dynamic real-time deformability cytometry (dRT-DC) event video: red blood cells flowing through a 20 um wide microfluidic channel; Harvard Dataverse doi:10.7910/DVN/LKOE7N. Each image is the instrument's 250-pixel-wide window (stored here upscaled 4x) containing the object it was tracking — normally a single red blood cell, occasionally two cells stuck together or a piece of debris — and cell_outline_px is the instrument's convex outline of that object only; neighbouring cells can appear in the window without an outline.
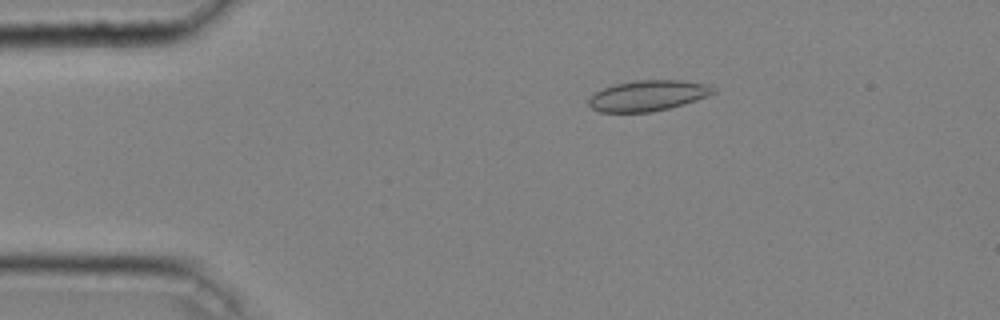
{"species": "common noctule bat (a hibernating species)", "species_latin": "Nyctalus noctula", "temperature_condition": "cold", "stored_images_in_passage": 37, "camera_frame_rate_fps": 3000, "um_per_image_px": 0.085, "animal": {"sex": "male", "body_mass_g": 20.4}, "frame": {"image": 1, "passage_image": 2, "time_ms": 0.333, "image_size_px": [1000, 320], "cell_outline_px": [[716, 92], [708, 96], [684, 104], [652, 112], [600, 112], [592, 108], [588, 104], [588, 100], [596, 92], [604, 88], [616, 84], [636, 80], [680, 80], [704, 84], [716, 88]], "centroid_in_image_um": [55.08, 8.13], "position_along_channel_um": 29.9, "area_um2": 22.08}}
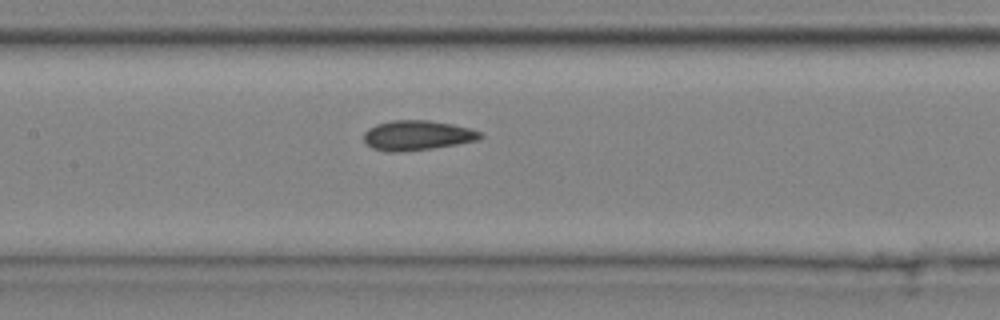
{"frame": {"image": 2, "passage_image": 16, "time_ms": 5.0, "image_size_px": [1000, 320], "cell_outline_px": [[484, 136], [476, 140], [456, 144], [432, 148], [396, 152], [388, 152], [372, 148], [364, 140], [364, 132], [368, 128], [376, 124], [392, 120], [428, 120], [452, 124], [484, 132]], "centroid_in_image_um": [35.46, 11.5], "position_along_channel_um": 171.9, "area_um2": 20.17}}
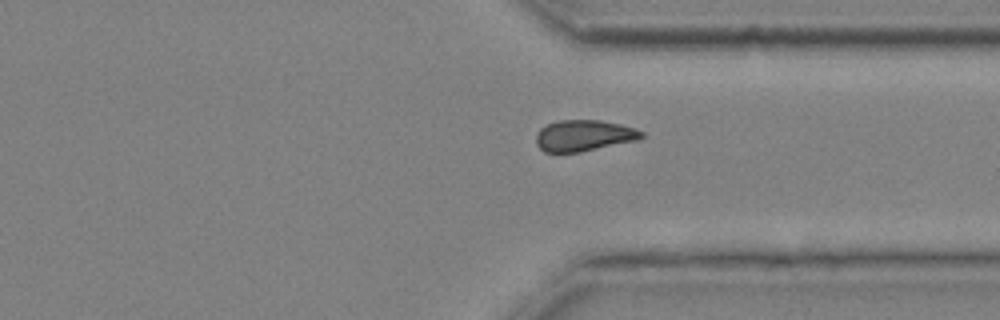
{"frame": {"image": 3, "passage_image": 30, "time_ms": 9.667, "image_size_px": [1000, 320], "cell_outline_px": [[644, 136], [636, 140], [580, 152], [544, 152], [536, 144], [536, 132], [544, 124], [556, 120], [600, 120], [620, 124], [636, 128], [644, 132]], "centroid_in_image_um": [49.59, 11.51], "position_along_channel_um": 361.8, "area_um2": 19.31}, "authors_computed_cell_mechanics": {"area_um2": 20.0566, "velocity_mm_per_s": 4.0584, "shape_relaxation_time_tau1_ms": 5.2545, "shape_relaxation_time_tau2_ms": 1.8707, "deformation_change_tau1": 0.0823, "deformation_change_tau2": 0.0454}}